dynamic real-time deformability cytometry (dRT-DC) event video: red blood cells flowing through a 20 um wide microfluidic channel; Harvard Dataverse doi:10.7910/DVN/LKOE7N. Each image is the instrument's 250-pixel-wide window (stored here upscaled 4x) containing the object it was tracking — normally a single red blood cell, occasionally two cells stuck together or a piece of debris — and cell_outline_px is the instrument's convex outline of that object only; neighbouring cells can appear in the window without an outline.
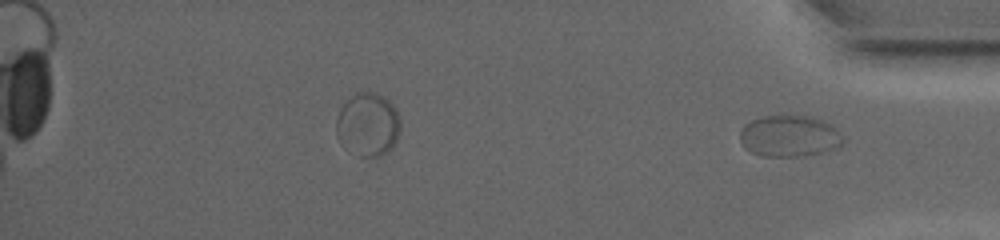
{"species": "common noctule bat (a hibernating species)", "species_latin": "Nyctalus noctula", "temperature_condition": "warm", "stored_images_in_passage": 36, "segment_of_instrument_passage": [2, 2], "camera_frame_rate_fps": 4500, "um_per_image_px": 0.085, "animal": {"sex": "female", "body_mass_g": 19.0, "forearm_length_mm": 53.3}, "frame": {"image": 1, "passage_image": 36, "time_ms": 14.222, "image_size_px": [1000, 240], "cell_outline_px": [[844, 140], [836, 148], [820, 152], [796, 156], [764, 156], [752, 152], [744, 148], [740, 140], [740, 132], [744, 124], [752, 120], [764, 116], [812, 116], [824, 120], [840, 132]], "centroid_in_image_um": [67.08, 11.55], "position_along_channel_um": 368.1, "area_um2": 24.68}}